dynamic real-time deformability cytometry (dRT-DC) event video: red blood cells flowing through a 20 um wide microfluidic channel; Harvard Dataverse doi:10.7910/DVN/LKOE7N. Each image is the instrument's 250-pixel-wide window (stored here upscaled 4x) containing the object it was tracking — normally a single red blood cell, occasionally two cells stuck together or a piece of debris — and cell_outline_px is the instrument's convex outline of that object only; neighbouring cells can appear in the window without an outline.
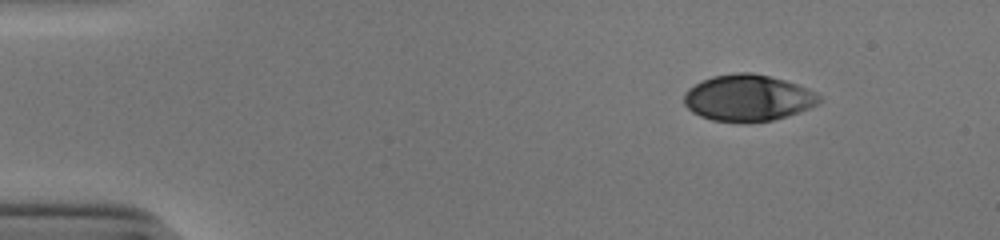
{"species": "human", "species_latin": "Homo sapiens", "temperature_condition": "cold", "stored_images_in_passage": 47, "camera_frame_rate_fps": 3000, "um_per_image_px": 0.085, "donor": {"sex": "male"}, "frame": {"image": 1, "passage_image": 1, "time_ms": 0.0, "image_size_px": [1000, 240], "cell_outline_px": [[824, 100], [800, 112], [772, 120], [740, 124], [712, 120], [700, 116], [692, 112], [684, 104], [684, 92], [688, 88], [712, 76], [736, 72], [752, 72], [784, 80], [808, 88], [816, 92]], "centroid_in_image_um": [63.57, 8.34], "position_along_channel_um": 21.4, "area_um2": 36.93}}
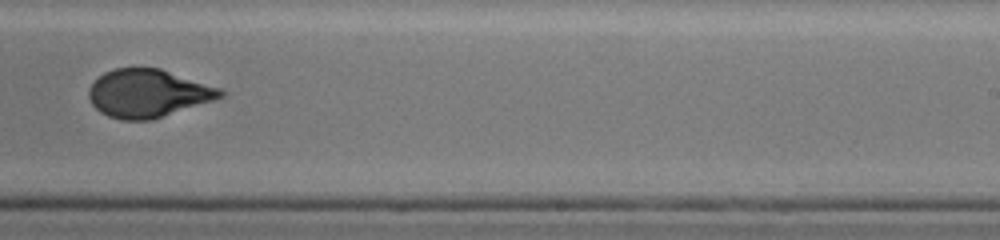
{"frame": {"image": 2, "passage_image": 28, "time_ms": 9.0, "image_size_px": [1000, 240], "cell_outline_px": [[228, 92], [224, 96], [152, 120], [124, 120], [108, 116], [100, 112], [92, 104], [88, 96], [88, 88], [104, 72], [116, 68], [160, 68], [220, 88]], "centroid_in_image_um": [12.57, 7.93], "position_along_channel_um": 276.4, "area_um2": 36.59}}
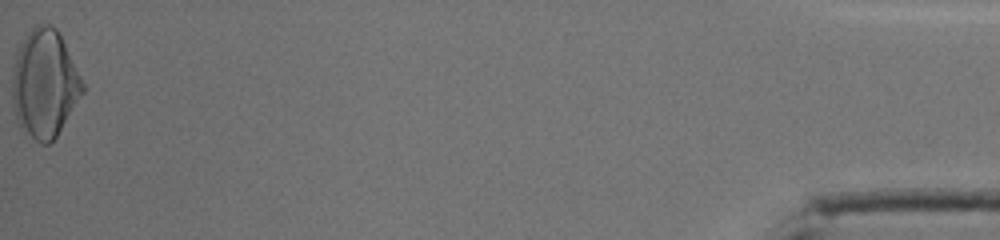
{"frame": {"image": 3, "passage_image": 47, "time_ms": 15.333, "image_size_px": [1000, 240], "cell_outline_px": [[84, 92], [56, 136], [48, 144], [40, 144], [20, 128], [16, 120], [12, 100], [12, 72], [16, 52], [20, 44], [28, 32], [36, 24], [48, 24], [56, 28], [84, 84]], "centroid_in_image_um": [3.76, 7.13], "position_along_channel_um": 431.4, "area_um2": 43.99}, "authors_computed_cell_mechanics": {"area_um2": 37.57, "velocity_mm_per_s": 3.9217, "shape_relaxation_time_tau1_ms": 5.8077, "shape_relaxation_time_tau2_ms": null, "deformation_change_tau1": 0.2019, "deformation_change_tau2": null}}